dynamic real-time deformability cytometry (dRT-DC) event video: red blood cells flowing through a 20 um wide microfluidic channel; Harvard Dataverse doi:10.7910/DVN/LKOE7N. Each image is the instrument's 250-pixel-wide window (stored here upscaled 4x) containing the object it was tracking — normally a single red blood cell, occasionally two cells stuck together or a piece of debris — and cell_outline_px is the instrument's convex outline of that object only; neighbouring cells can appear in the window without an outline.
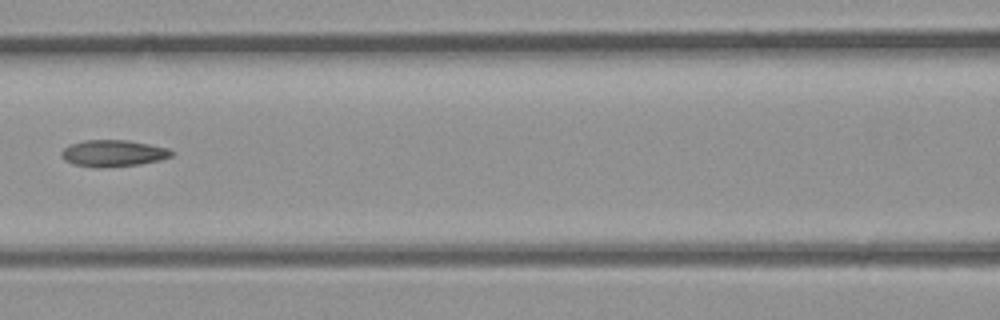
{"species": "common noctule bat (a hibernating species)", "species_latin": "Nyctalus noctula", "temperature_condition": "room temperature", "stored_images_in_passage": 4, "camera_frame_rate_fps": 3000, "um_per_image_px": 0.085, "animal": {"sex": "male", "body_mass_g": 23.1, "forearm_length_mm": 52.7}, "frame": {"image": 1, "passage_image": 4, "time_ms": 1.0, "image_size_px": [1000, 320], "cell_outline_px": [[172, 156], [160, 160], [140, 164], [96, 168], [72, 164], [64, 160], [60, 156], [60, 152], [64, 148], [72, 144], [84, 140], [128, 140], [168, 148], [172, 152]], "centroid_in_image_um": [9.58, 13.03], "position_along_channel_um": 157.0, "area_um2": 17.05}}